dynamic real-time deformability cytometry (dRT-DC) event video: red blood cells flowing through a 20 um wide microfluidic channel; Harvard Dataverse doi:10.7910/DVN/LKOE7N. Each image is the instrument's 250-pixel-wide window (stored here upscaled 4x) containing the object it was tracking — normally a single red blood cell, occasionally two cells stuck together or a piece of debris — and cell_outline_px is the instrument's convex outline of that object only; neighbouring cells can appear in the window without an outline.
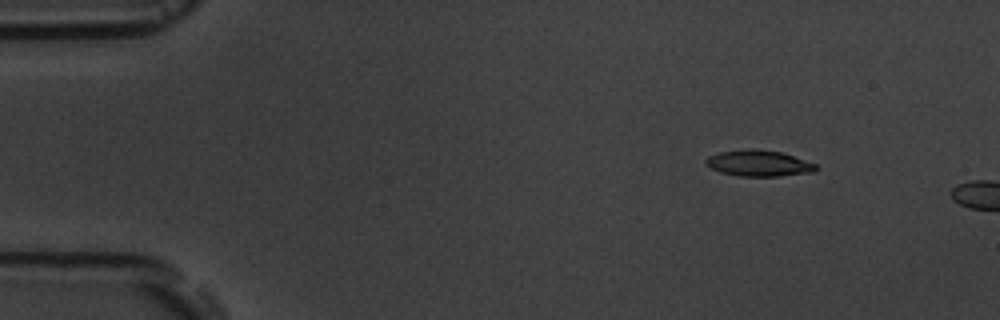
{"species": "common noctule bat (a hibernating species)", "species_latin": "Nyctalus noctula", "temperature_condition": "room temperature", "stored_images_in_passage": 3, "camera_frame_rate_fps": 3000, "um_per_image_px": 0.085, "animal": {"sex": "male", "body_mass_g": 19.5, "forearm_length_mm": 54.6}, "frame": {"image": 1, "passage_image": 2, "time_ms": 1.0, "image_size_px": [1000, 320], "cell_outline_px": [[820, 168], [816, 172], [780, 176], [736, 176], [720, 172], [704, 164], [704, 160], [708, 156], [720, 152], [784, 152], [816, 164]], "centroid_in_image_um": [64.56, 13.94], "position_along_channel_um": 20.4, "area_um2": 16.13}}